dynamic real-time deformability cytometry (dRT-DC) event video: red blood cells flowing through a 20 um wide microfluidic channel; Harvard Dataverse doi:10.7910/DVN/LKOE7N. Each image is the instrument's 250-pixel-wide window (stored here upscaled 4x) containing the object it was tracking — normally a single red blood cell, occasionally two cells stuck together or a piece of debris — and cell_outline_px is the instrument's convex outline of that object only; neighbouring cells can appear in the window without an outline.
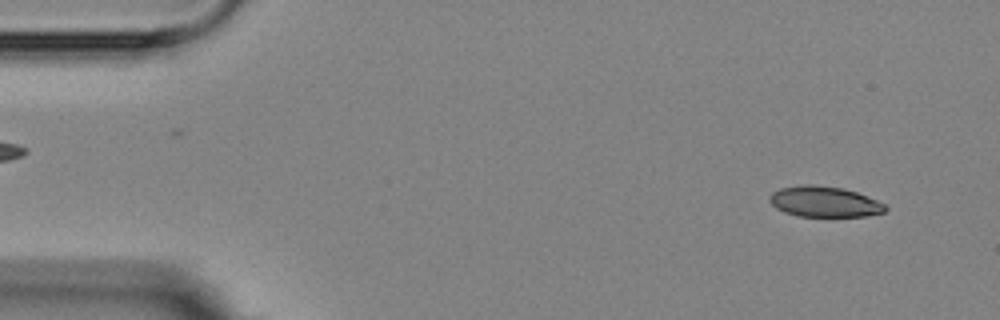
{"species": "Egyptian fruit bat (a non-hibernating species)", "species_latin": "Rousettus aegyptiacus", "temperature_condition": "room temperature", "stored_images_in_passage": 4, "segment_of_instrument_passage": [2, 2], "camera_frame_rate_fps": 3000, "um_per_image_px": 0.085, "animal": {"sex": "female"}, "frame": {"image": 1, "passage_image": 4, "time_ms": 4.667, "image_size_px": [1000, 320], "cell_outline_px": [[888, 208], [884, 212], [864, 216], [796, 216], [784, 212], [776, 208], [768, 200], [768, 196], [772, 192], [780, 188], [804, 184], [812, 184], [844, 188], [856, 192], [876, 200], [884, 204]], "centroid_in_image_um": [70.03, 17.14], "position_along_channel_um": 15.0, "area_um2": 20.69}}